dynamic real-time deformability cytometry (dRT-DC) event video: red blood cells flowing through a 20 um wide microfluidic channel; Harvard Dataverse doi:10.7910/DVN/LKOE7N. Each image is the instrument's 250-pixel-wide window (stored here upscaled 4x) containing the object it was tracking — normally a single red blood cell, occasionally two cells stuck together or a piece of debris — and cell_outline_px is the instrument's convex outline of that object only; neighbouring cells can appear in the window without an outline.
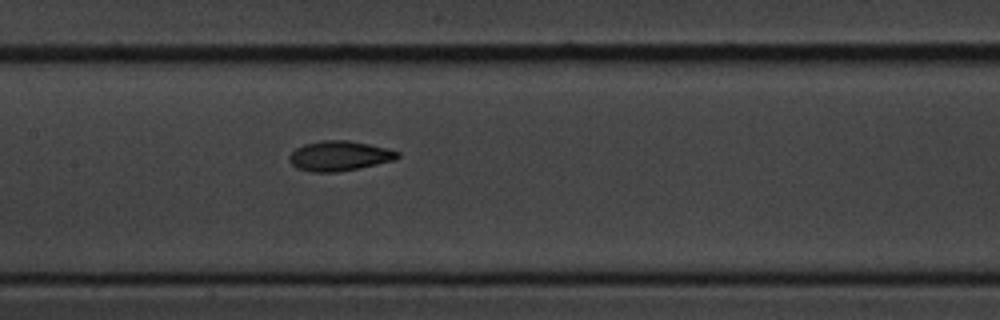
{"species": "common noctule bat (a hibernating species)", "species_latin": "Nyctalus noctula", "temperature_condition": "cold", "stored_images_in_passage": 4, "camera_frame_rate_fps": 3000, "um_per_image_px": 0.085, "animal": {"sex": "male", "body_mass_g": 20.1, "forearm_length_mm": 53.5}, "frame": {"image": 1, "passage_image": 4, "time_ms": 4.333, "image_size_px": [1000, 320], "cell_outline_px": [[400, 156], [396, 160], [336, 172], [312, 172], [296, 168], [288, 160], [288, 156], [296, 148], [304, 144], [320, 140], [348, 140], [388, 148], [400, 152]], "centroid_in_image_um": [28.83, 13.24], "position_along_channel_um": 178.6, "area_um2": 18.9}}